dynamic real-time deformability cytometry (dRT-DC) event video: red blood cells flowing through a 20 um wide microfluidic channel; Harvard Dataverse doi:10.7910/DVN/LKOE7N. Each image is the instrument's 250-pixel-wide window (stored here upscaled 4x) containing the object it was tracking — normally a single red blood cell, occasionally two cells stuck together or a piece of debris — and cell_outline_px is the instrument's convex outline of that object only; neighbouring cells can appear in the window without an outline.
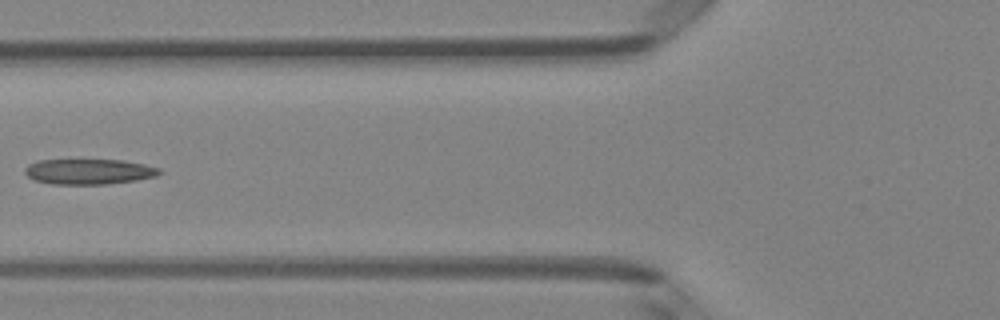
{"species": "Egyptian fruit bat (a non-hibernating species)", "species_latin": "Rousettus aegyptiacus", "temperature_condition": "room temperature", "stored_images_in_passage": 5, "camera_frame_rate_fps": 3000, "um_per_image_px": 0.085, "animal": {"sex": "female"}, "frame": {"image": 1, "passage_image": 5, "time_ms": 1.333, "image_size_px": [1000, 320], "cell_outline_px": [[164, 172], [156, 176], [136, 180], [104, 184], [52, 184], [32, 180], [24, 172], [24, 168], [28, 164], [40, 160], [124, 160], [144, 164], [160, 168]], "centroid_in_image_um": [7.55, 14.58], "position_along_channel_um": 118.2, "area_um2": 20.0}}